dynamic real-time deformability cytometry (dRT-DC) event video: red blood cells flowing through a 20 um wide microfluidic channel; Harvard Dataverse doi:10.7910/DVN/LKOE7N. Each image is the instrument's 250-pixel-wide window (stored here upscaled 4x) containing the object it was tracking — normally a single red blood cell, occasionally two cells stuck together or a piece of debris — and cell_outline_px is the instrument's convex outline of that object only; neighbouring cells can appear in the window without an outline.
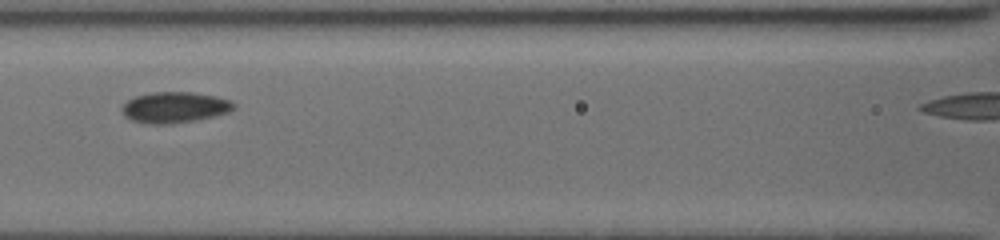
{"species": "common noctule bat (a hibernating species)", "species_latin": "Nyctalus noctula", "temperature_condition": "cold", "stored_images_in_passage": 10, "camera_frame_rate_fps": 3000, "um_per_image_px": 0.085, "animal": {"sex": "female", "body_mass_g": 19.5, "forearm_length_mm": 54.1}, "frame": {"image": 1, "passage_image": 6, "time_ms": 5.0, "image_size_px": [1000, 240], "cell_outline_px": [[236, 108], [228, 112], [196, 120], [168, 124], [148, 124], [132, 120], [124, 116], [120, 108], [128, 100], [136, 96], [152, 92], [192, 92], [216, 96], [232, 100], [236, 104]], "centroid_in_image_um": [14.85, 9.12], "position_along_channel_um": 151.7, "area_um2": 20.23}}
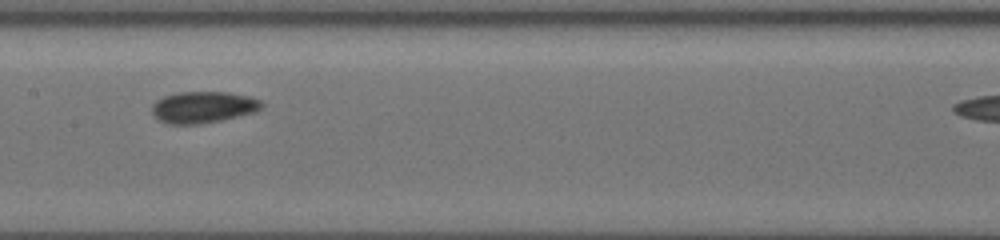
{"frame": {"image": 2, "passage_image": 7, "time_ms": 6.0, "image_size_px": [1000, 240], "cell_outline_px": [[264, 104], [256, 112], [224, 120], [200, 124], [168, 124], [152, 116], [152, 104], [156, 100], [164, 96], [180, 92], [228, 92], [248, 96], [260, 100]], "centroid_in_image_um": [17.26, 9.12], "position_along_channel_um": 190.1, "area_um2": 20.35}}
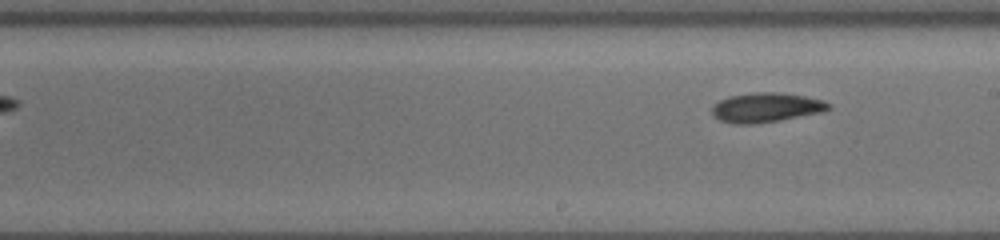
{"frame": {"image": 3, "passage_image": 10, "time_ms": 8.667, "image_size_px": [1000, 240], "cell_outline_px": [[832, 108], [824, 112], [780, 120], [756, 124], [732, 124], [720, 120], [712, 116], [712, 108], [720, 100], [728, 96], [756, 92], [776, 92], [804, 96], [824, 100], [832, 104]], "centroid_in_image_um": [65.15, 9.14], "position_along_channel_um": 223.9, "area_um2": 20.23}}